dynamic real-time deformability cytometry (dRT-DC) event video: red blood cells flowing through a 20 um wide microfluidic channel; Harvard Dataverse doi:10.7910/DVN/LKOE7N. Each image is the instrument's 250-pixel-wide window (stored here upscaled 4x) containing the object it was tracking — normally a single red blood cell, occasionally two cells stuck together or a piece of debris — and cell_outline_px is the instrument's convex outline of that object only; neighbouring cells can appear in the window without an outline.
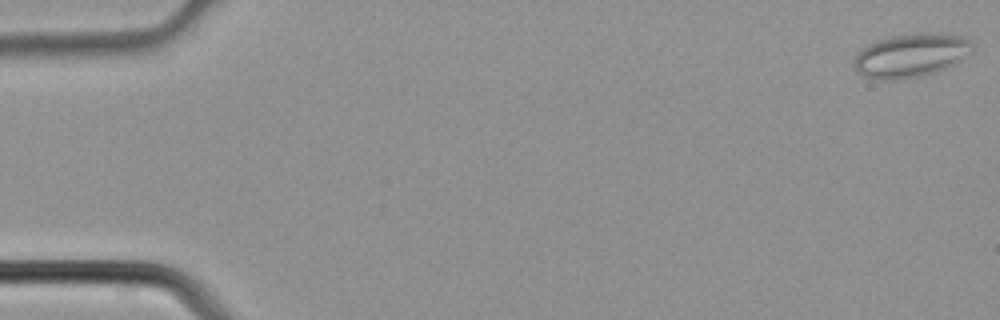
{"species": "common noctule bat (a hibernating species)", "species_latin": "Nyctalus noctula", "temperature_condition": "cold", "stored_images_in_passage": 3, "camera_frame_rate_fps": 3000, "um_per_image_px": 0.085, "animal": {"sex": "male", "body_mass_g": 21.5, "forearm_length_mm": 52.0}, "frame": {"image": 1, "passage_image": 1, "time_ms": 0.0, "image_size_px": [1000, 320], "cell_outline_px": [[972, 52], [956, 64], [948, 68], [916, 76], [896, 80], [876, 80], [864, 76], [856, 72], [852, 64], [852, 60], [868, 44], [892, 36], [928, 32], [964, 36], [972, 44]], "centroid_in_image_um": [77.42, 4.72], "position_along_channel_um": 7.6, "area_um2": 30.06}}